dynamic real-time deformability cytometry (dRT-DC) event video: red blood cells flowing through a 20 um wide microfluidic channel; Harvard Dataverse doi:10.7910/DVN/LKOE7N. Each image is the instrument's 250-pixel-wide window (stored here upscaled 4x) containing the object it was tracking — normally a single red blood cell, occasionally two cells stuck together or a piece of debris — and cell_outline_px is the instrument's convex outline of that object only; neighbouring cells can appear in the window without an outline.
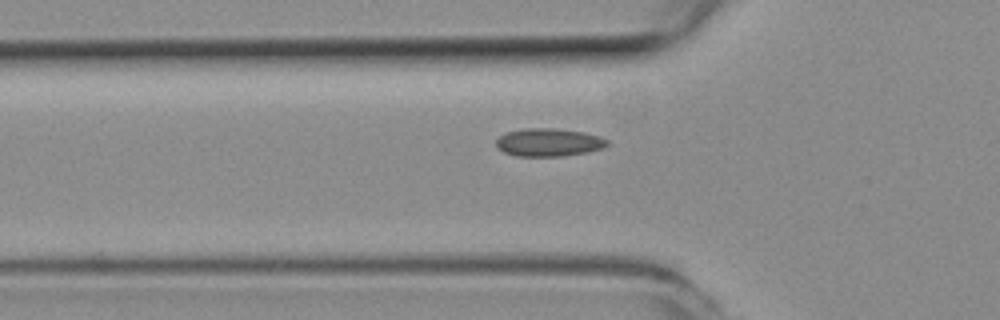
{"species": "common noctule bat (a hibernating species)", "species_latin": "Nyctalus noctula", "temperature_condition": "room temperature", "stored_images_in_passage": 33, "camera_frame_rate_fps": 3000, "um_per_image_px": 0.085, "animal": {"sex": "female", "body_mass_g": 19.3, "forearm_length_mm": 54.1}, "frame": {"image": 1, "passage_image": 3, "time_ms": 0.667, "image_size_px": [1000, 320], "cell_outline_px": [[608, 144], [604, 148], [588, 152], [560, 156], [516, 156], [504, 152], [496, 148], [496, 140], [500, 136], [508, 132], [524, 128], [552, 128], [584, 132], [600, 136], [608, 140]], "centroid_in_image_um": [46.64, 12.1], "position_along_channel_um": 79.2, "area_um2": 18.15}}
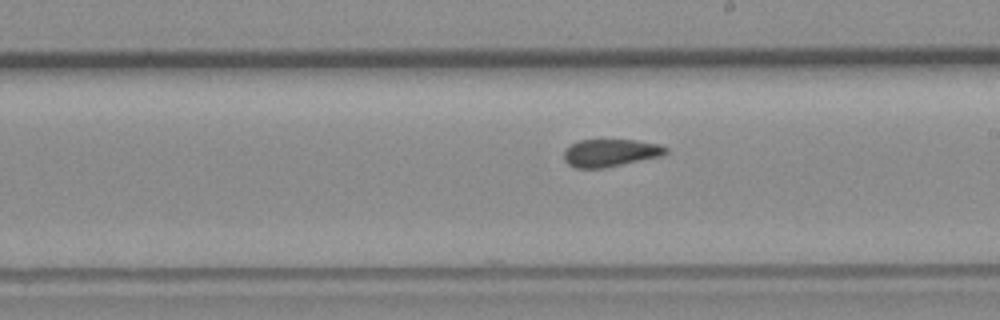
{"frame": {"image": 2, "passage_image": 15, "time_ms": 4.667, "image_size_px": [1000, 320], "cell_outline_px": [[668, 152], [660, 156], [604, 168], [576, 168], [568, 164], [564, 160], [564, 152], [572, 144], [580, 140], [636, 140], [660, 144], [668, 148]], "centroid_in_image_um": [51.9, 12.99], "position_along_channel_um": 237.1, "area_um2": 16.24}}
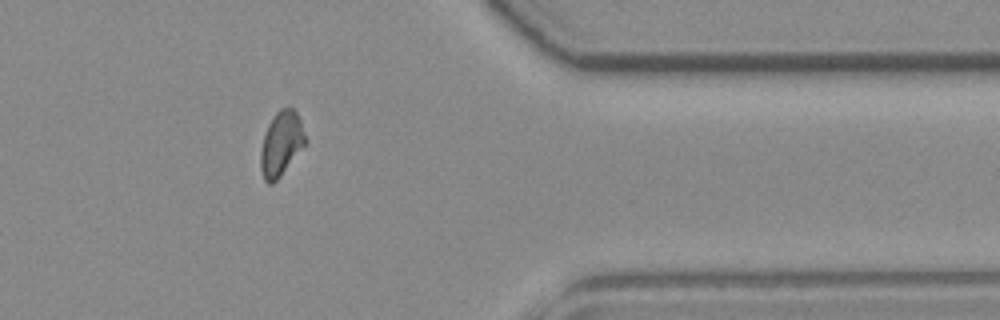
{"frame": {"image": 3, "passage_image": 28, "time_ms": 9.0, "image_size_px": [1000, 320], "cell_outline_px": [[304, 144], [280, 176], [272, 184], [268, 184], [264, 180], [260, 168], [260, 152], [264, 136], [268, 124], [276, 112], [280, 108], [292, 108], [296, 112], [300, 120], [304, 132]], "centroid_in_image_um": [23.86, 12.22], "position_along_channel_um": 387.5, "area_um2": 16.3}}